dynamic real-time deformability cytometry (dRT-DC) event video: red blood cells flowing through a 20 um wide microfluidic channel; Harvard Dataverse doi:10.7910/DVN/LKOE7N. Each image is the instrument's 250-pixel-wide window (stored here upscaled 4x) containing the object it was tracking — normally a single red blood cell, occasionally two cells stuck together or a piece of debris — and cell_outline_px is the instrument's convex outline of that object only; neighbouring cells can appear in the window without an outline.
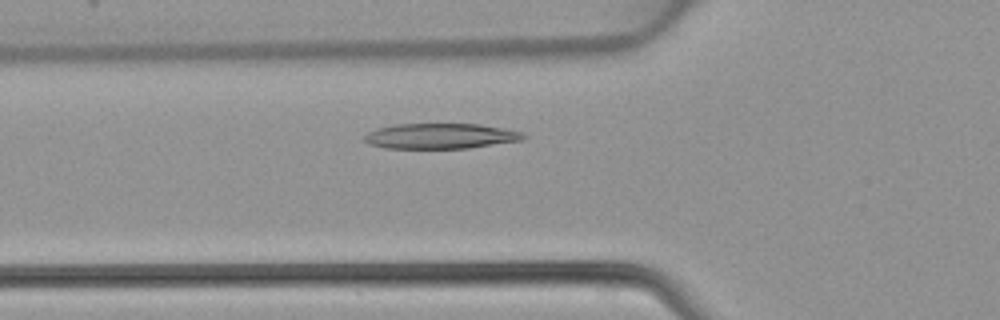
{"species": "common noctule bat (a hibernating species)", "species_latin": "Nyctalus noctula", "temperature_condition": "warm", "stored_images_in_passage": 40, "camera_frame_rate_fps": 3000, "um_per_image_px": 0.085, "animal": {"sex": "female", "body_mass_g": 22.7, "forearm_length_mm": 54.2}, "frame": {"image": 1, "passage_image": 10, "time_ms": 3.0, "image_size_px": [1000, 320], "cell_outline_px": [[528, 136], [524, 140], [468, 148], [384, 148], [368, 144], [364, 140], [364, 136], [368, 132], [376, 128], [396, 124], [480, 124], [504, 128], [524, 132]], "centroid_in_image_um": [37.47, 11.56], "position_along_channel_um": 88.3, "area_um2": 23.7}}
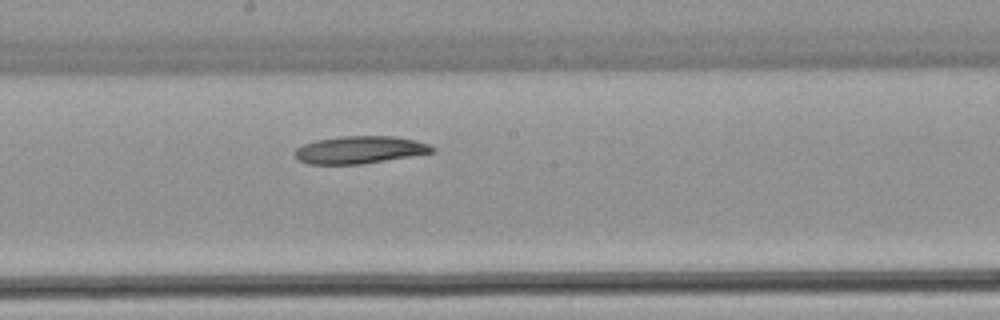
{"frame": {"image": 2, "passage_image": 19, "time_ms": 6.0, "image_size_px": [1000, 320], "cell_outline_px": [[436, 152], [360, 164], [308, 164], [296, 160], [292, 152], [296, 148], [304, 144], [316, 140], [340, 136], [396, 136], [416, 140], [428, 144], [436, 148]], "centroid_in_image_um": [30.55, 12.73], "position_along_channel_um": 217.6, "area_um2": 22.2}}
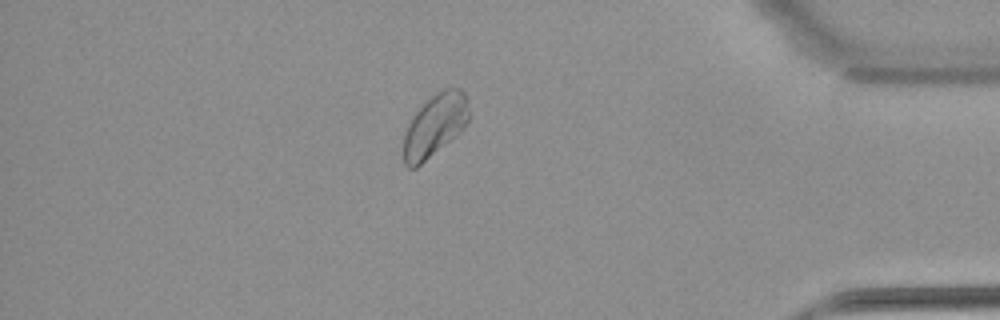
{"frame": {"image": 3, "passage_image": 34, "time_ms": 11.0, "image_size_px": [1000, 320], "cell_outline_px": [[468, 120], [460, 132], [456, 136], [416, 168], [408, 168], [404, 164], [400, 152], [404, 132], [412, 116], [428, 96], [444, 88], [460, 88], [464, 92], [468, 104]], "centroid_in_image_um": [36.89, 10.67], "position_along_channel_um": 398.3, "area_um2": 24.39}}